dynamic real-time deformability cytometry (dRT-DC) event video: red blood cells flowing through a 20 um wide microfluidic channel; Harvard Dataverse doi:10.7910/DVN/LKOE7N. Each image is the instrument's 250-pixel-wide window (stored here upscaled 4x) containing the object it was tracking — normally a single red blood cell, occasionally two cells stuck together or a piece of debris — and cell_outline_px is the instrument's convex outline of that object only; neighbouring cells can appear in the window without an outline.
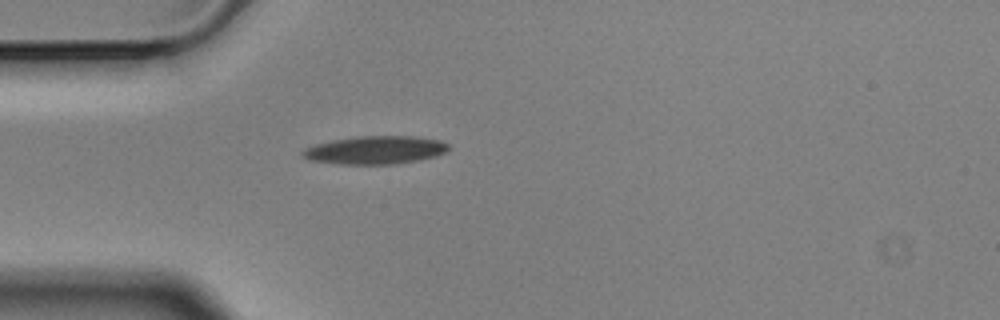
{"species": "Egyptian fruit bat (a non-hibernating species)", "species_latin": "Rousettus aegyptiacus", "temperature_condition": "cold", "stored_images_in_passage": 1, "camera_frame_rate_fps": 3000, "um_per_image_px": 0.085, "animal": {"sex": "male"}, "frame": {"image": 1, "passage_image": 1, "time_ms": 0.0, "image_size_px": [1000, 320], "cell_outline_px": [[448, 152], [436, 156], [420, 160], [396, 164], [340, 164], [308, 160], [300, 156], [300, 152], [304, 148], [316, 144], [332, 140], [356, 136], [416, 136], [440, 140], [448, 144]], "centroid_in_image_um": [31.88, 12.75], "position_along_channel_um": 53.1, "area_um2": 24.22}}